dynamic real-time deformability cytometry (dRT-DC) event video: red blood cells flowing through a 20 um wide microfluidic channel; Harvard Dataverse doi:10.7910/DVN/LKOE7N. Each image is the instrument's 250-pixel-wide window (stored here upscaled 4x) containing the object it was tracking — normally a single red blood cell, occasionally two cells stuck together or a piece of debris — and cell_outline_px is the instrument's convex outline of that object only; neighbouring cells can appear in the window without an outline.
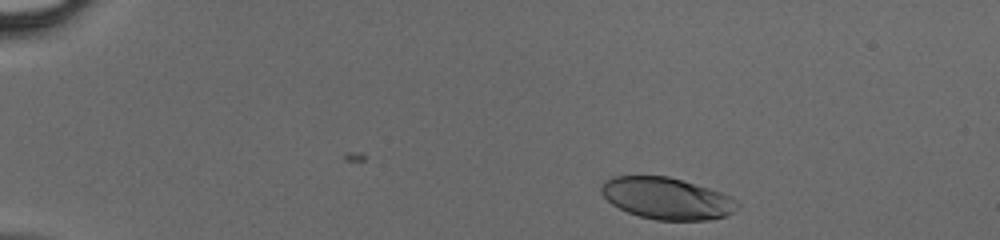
{"species": "human", "species_latin": "Homo sapiens", "temperature_condition": "cold", "stored_images_in_passage": 16, "camera_frame_rate_fps": 3000, "um_per_image_px": 0.085, "donor": {"sex": "male"}, "frame": {"image": 1, "passage_image": 2, "time_ms": 0.333, "image_size_px": [1000, 240], "cell_outline_px": [[740, 204], [728, 216], [708, 220], [656, 220], [640, 216], [628, 212], [612, 204], [600, 192], [600, 184], [604, 180], [612, 176], [668, 176], [708, 188], [720, 192], [736, 200]], "centroid_in_image_um": [56.65, 16.86], "position_along_channel_um": 28.4, "area_um2": 33.0}}
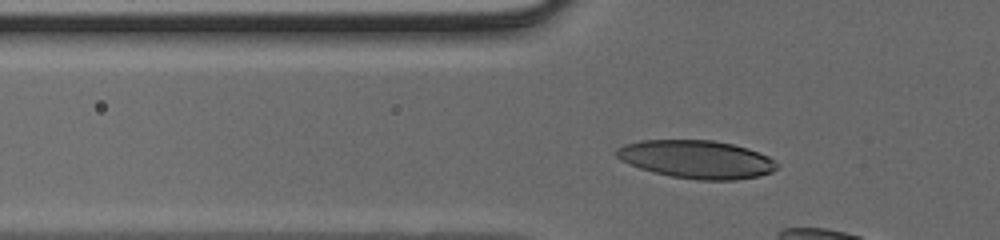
{"frame": {"image": 2, "passage_image": 11, "time_ms": 3.333, "image_size_px": [1000, 240], "cell_outline_px": [[780, 164], [772, 172], [760, 176], [736, 180], [696, 180], [672, 176], [652, 172], [628, 164], [620, 160], [616, 156], [616, 148], [624, 144], [640, 140], [712, 140], [732, 144], [748, 148], [768, 156], [776, 160]], "centroid_in_image_um": [59.22, 13.54], "position_along_channel_um": 66.6, "area_um2": 35.89}}
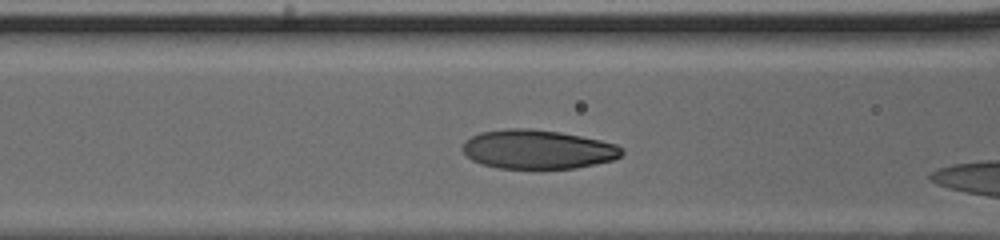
{"frame": {"image": 3, "passage_image": 15, "time_ms": 4.667, "image_size_px": [1000, 240], "cell_outline_px": [[624, 152], [620, 156], [612, 160], [596, 164], [576, 168], [496, 168], [480, 164], [472, 160], [460, 148], [464, 140], [480, 132], [508, 128], [528, 128], [560, 132], [600, 140], [616, 144], [624, 148]], "centroid_in_image_um": [45.68, 12.69], "position_along_channel_um": 120.9, "area_um2": 36.41}}